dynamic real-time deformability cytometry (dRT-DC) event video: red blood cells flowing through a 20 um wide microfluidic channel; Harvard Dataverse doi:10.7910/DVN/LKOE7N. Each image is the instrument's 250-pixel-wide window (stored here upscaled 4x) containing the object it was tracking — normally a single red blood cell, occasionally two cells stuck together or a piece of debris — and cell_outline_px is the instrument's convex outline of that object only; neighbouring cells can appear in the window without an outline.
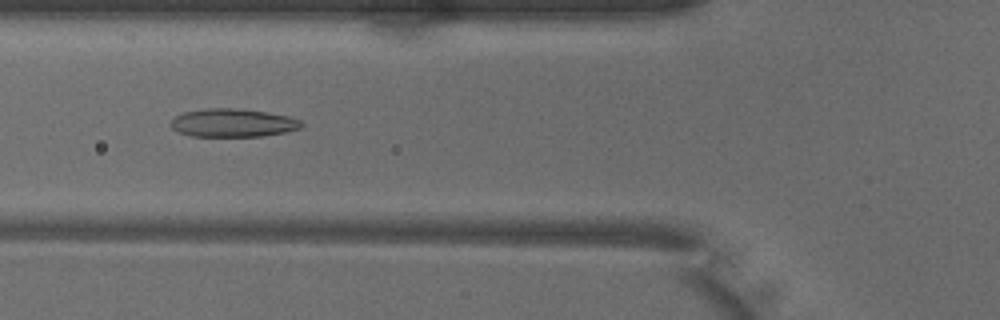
{"species": "common noctule bat (a hibernating species)", "species_latin": "Nyctalus noctula", "temperature_condition": "warm", "stored_images_in_passage": 49, "camera_frame_rate_fps": 3000, "um_per_image_px": 0.085, "animal": {"sex": "male", "body_mass_g": 18.8}, "frame": {"image": 1, "passage_image": 17, "time_ms": 5.333, "image_size_px": [1000, 320], "cell_outline_px": [[304, 124], [300, 128], [284, 132], [260, 136], [192, 136], [180, 132], [172, 128], [172, 120], [176, 116], [184, 112], [208, 108], [236, 108], [264, 112], [288, 116], [300, 120]], "centroid_in_image_um": [19.8, 10.44], "position_along_channel_um": 106.0, "area_um2": 21.15}}
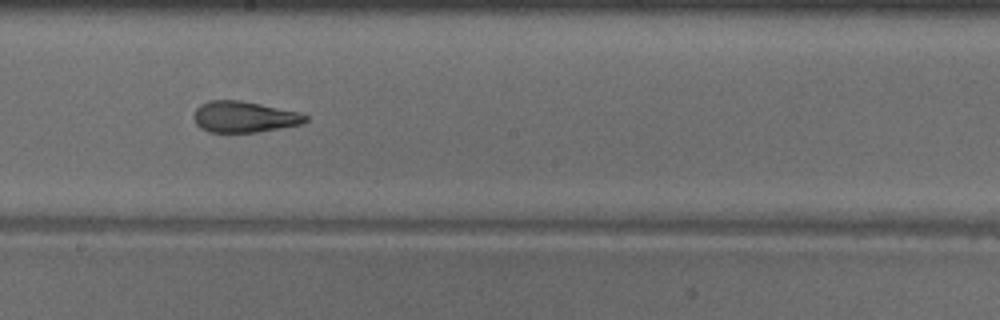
{"frame": {"image": 2, "passage_image": 26, "time_ms": 8.333, "image_size_px": [1000, 320], "cell_outline_px": [[308, 120], [304, 124], [256, 132], [208, 132], [200, 128], [196, 124], [192, 116], [196, 108], [200, 104], [208, 100], [240, 100], [300, 112], [308, 116]], "centroid_in_image_um": [20.74, 9.93], "position_along_channel_um": 227.5, "area_um2": 20.46}}
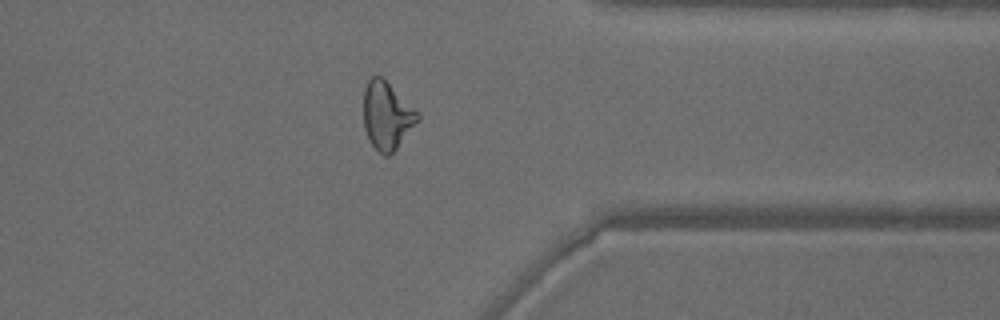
{"frame": {"image": 3, "passage_image": 38, "time_ms": 12.333, "image_size_px": [1000, 320], "cell_outline_px": [[420, 120], [396, 148], [388, 156], [384, 156], [368, 140], [364, 128], [364, 88], [368, 80], [372, 76], [380, 76], [420, 112]], "centroid_in_image_um": [32.9, 9.83], "position_along_channel_um": 378.5, "area_um2": 21.27}, "authors_computed_cell_mechanics": {"area_um2": 21.8484, "velocity_mm_per_s": 4.0272, "shape_relaxation_time_tau1_ms": 7.0, "shape_relaxation_time_tau2_ms": 1.8989, "deformation_change_tau1": 0.2055, "deformation_change_tau2": 0.101}}